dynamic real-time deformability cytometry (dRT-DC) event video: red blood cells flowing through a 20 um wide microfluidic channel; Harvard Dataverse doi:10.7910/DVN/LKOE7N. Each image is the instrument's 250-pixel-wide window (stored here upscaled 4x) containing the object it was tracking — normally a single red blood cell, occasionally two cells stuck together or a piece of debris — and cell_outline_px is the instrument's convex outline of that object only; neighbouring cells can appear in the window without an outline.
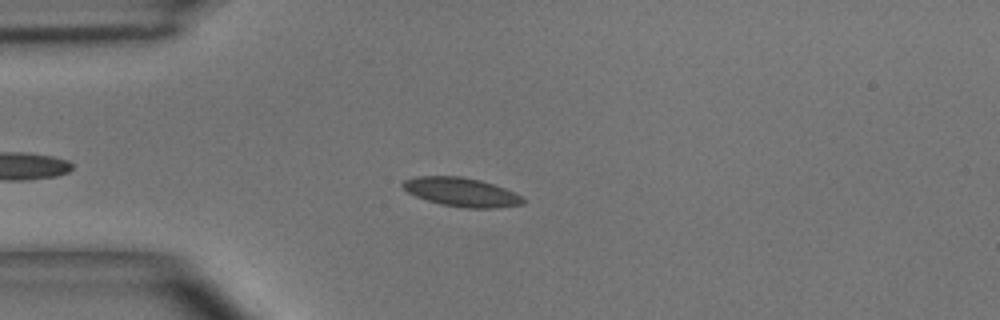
{"species": "common noctule bat (a hibernating species)", "species_latin": "Nyctalus noctula", "temperature_condition": "room temperature", "stored_images_in_passage": 37, "camera_frame_rate_fps": 3000, "um_per_image_px": 0.085, "animal": {"sex": "male", "body_mass_g": 15.6}, "frame": {"image": 1, "passage_image": 11, "time_ms": 3.333, "image_size_px": [1000, 320], "cell_outline_px": [[524, 204], [496, 208], [464, 208], [440, 204], [416, 196], [408, 192], [400, 184], [404, 180], [416, 176], [460, 176], [480, 180], [504, 188], [520, 196], [524, 200]], "centroid_in_image_um": [39.19, 16.33], "position_along_channel_um": 45.8, "area_um2": 20.06}}
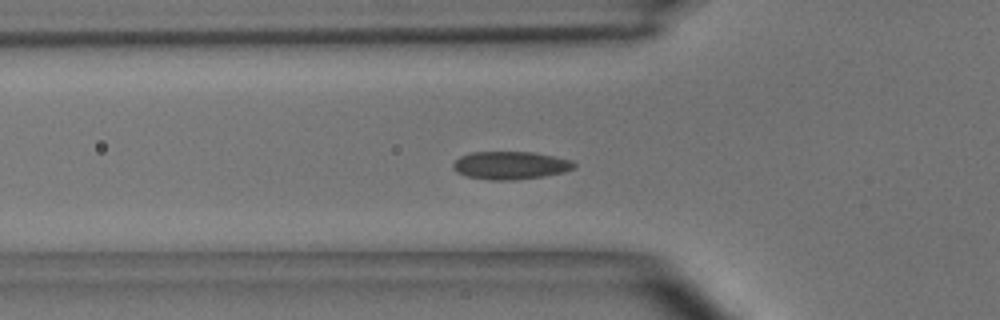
{"frame": {"image": 2, "passage_image": 15, "time_ms": 4.667, "image_size_px": [1000, 320], "cell_outline_px": [[576, 168], [564, 172], [544, 176], [516, 180], [488, 180], [468, 176], [456, 172], [452, 168], [452, 164], [460, 156], [472, 152], [532, 152], [572, 160], [576, 164]], "centroid_in_image_um": [43.39, 14.06], "position_along_channel_um": 82.4, "area_um2": 19.77}}
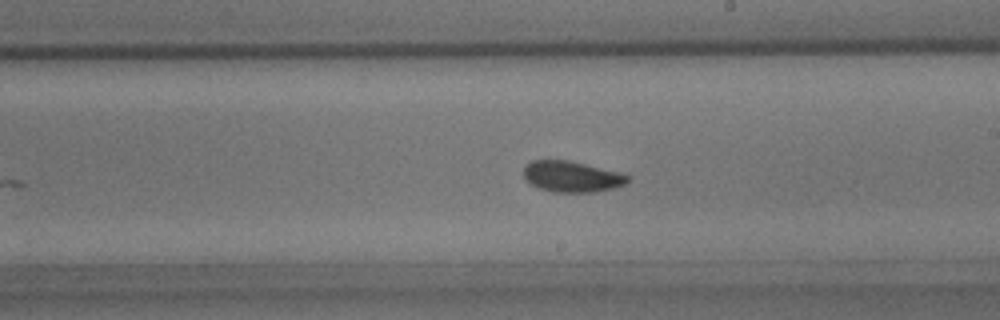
{"frame": {"image": 3, "passage_image": 27, "time_ms": 8.667, "image_size_px": [1000, 320], "cell_outline_px": [[628, 180], [624, 184], [612, 188], [596, 192], [552, 192], [540, 188], [532, 184], [524, 176], [524, 168], [532, 160], [568, 160], [620, 172], [628, 176]], "centroid_in_image_um": [48.6, 15.01], "position_along_channel_um": 240.4, "area_um2": 18.5}, "authors_computed_cell_mechanics": {"area_um2": 19.1896, "velocity_mm_per_s": 3.9342, "shape_relaxation_time_tau1_ms": 2.8955, "shape_relaxation_time_tau2_ms": null, "deformation_change_tau1": 0.0907, "deformation_change_tau2": null}}